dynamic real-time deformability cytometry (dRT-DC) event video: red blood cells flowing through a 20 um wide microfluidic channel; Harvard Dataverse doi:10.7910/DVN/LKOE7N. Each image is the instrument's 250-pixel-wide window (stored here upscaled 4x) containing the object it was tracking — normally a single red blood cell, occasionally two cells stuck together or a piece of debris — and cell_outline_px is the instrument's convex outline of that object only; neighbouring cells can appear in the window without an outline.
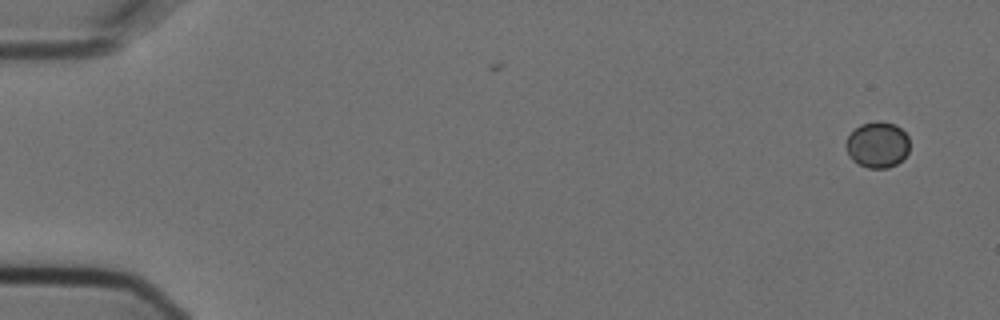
{"species": "Egyptian fruit bat (a non-hibernating species)", "species_latin": "Rousettus aegyptiacus", "temperature_condition": "cold", "stored_images_in_passage": 4, "camera_frame_rate_fps": 3000, "um_per_image_px": 0.085, "animal": {"sex": "female"}, "frame": {"image": 1, "passage_image": 1, "time_ms": 0.0, "image_size_px": [1000, 320], "cell_outline_px": [[908, 152], [896, 164], [888, 168], [868, 168], [852, 160], [844, 144], [848, 136], [860, 124], [876, 120], [880, 120], [896, 124], [908, 136]], "centroid_in_image_um": [74.57, 12.28], "position_along_channel_um": 10.4, "area_um2": 17.05}}